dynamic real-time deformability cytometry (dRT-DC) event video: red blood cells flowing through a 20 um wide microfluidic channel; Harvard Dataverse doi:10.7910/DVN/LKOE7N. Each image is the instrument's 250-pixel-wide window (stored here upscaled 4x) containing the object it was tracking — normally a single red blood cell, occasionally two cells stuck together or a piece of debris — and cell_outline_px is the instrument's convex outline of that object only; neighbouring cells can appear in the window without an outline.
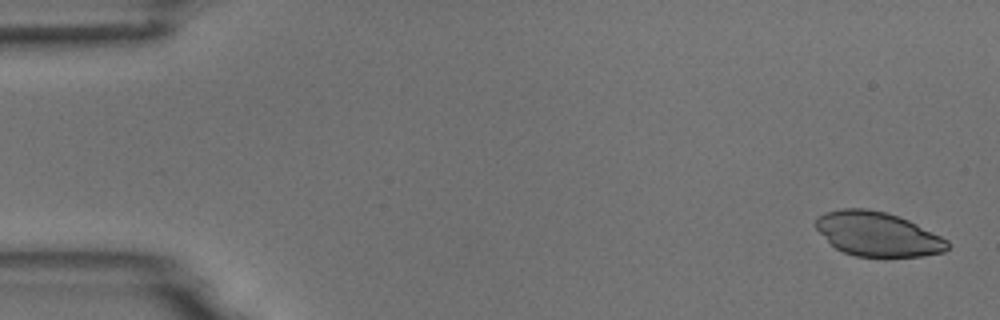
{"species": "common noctule bat (a hibernating species)", "species_latin": "Nyctalus noctula", "temperature_condition": "room temperature", "stored_images_in_passage": 5, "camera_frame_rate_fps": 3000, "um_per_image_px": 0.085, "animal": {"sex": "male", "body_mass_g": 18.8}, "frame": {"image": 1, "passage_image": 1, "time_ms": 0.0, "image_size_px": [1000, 320], "cell_outline_px": [[948, 248], [944, 252], [924, 256], [884, 260], [856, 256], [844, 252], [836, 248], [812, 224], [816, 216], [824, 212], [840, 208], [868, 208], [884, 212], [908, 220], [948, 240]], "centroid_in_image_um": [74.58, 19.94], "position_along_channel_um": 10.4, "area_um2": 34.8}}